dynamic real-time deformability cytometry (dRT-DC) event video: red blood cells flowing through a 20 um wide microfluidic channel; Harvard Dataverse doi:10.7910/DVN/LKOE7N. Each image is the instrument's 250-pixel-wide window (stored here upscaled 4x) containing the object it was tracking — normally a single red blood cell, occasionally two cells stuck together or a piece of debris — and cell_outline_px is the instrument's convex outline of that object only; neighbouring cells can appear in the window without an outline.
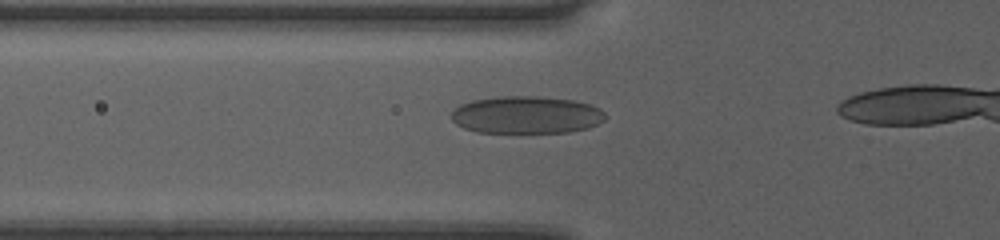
{"species": "human", "species_latin": "Homo sapiens", "temperature_condition": "room temperature", "stored_images_in_passage": 18, "camera_frame_rate_fps": 3000, "um_per_image_px": 0.085, "donor": {"sex": "female"}, "frame": {"image": 1, "passage_image": 4, "time_ms": 1.0, "image_size_px": [1000, 240], "cell_outline_px": [[604, 120], [588, 128], [568, 132], [476, 132], [464, 128], [456, 124], [452, 120], [452, 112], [460, 104], [472, 100], [496, 96], [536, 96], [572, 100], [592, 104], [600, 108], [604, 112]], "centroid_in_image_um": [44.73, 9.76], "position_along_channel_um": 81.1, "area_um2": 33.58}}
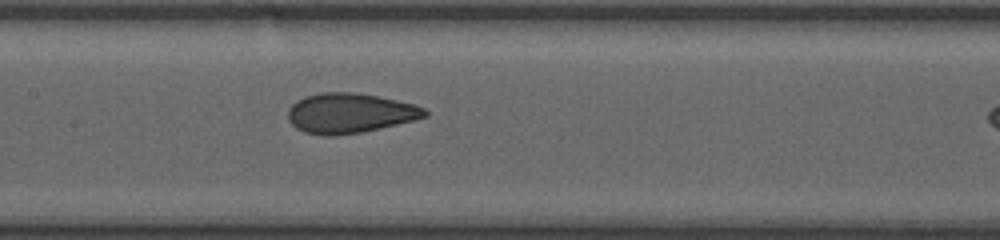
{"frame": {"image": 2, "passage_image": 11, "time_ms": 3.333, "image_size_px": [1000, 240], "cell_outline_px": [[428, 116], [380, 128], [360, 132], [328, 136], [324, 136], [304, 132], [296, 128], [288, 120], [288, 108], [296, 100], [304, 96], [320, 92], [356, 92], [380, 96], [416, 104], [424, 108], [428, 112]], "centroid_in_image_um": [29.71, 9.6], "position_along_channel_um": 177.7, "area_um2": 31.96}}
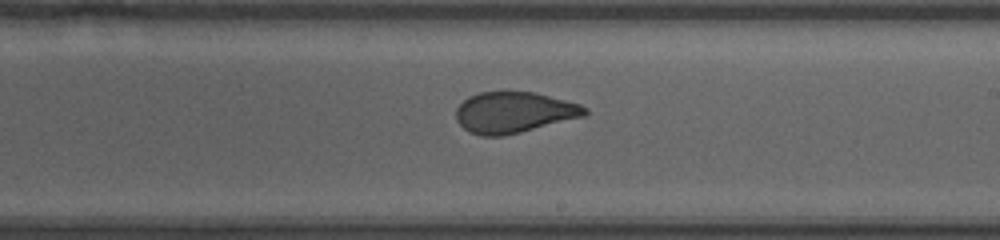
{"frame": {"image": 3, "passage_image": 16, "time_ms": 5.0, "image_size_px": [1000, 240], "cell_outline_px": [[588, 112], [584, 116], [504, 136], [480, 136], [468, 132], [456, 120], [456, 108], [468, 96], [480, 92], [532, 92], [580, 104], [588, 108]], "centroid_in_image_um": [43.65, 9.56], "position_along_channel_um": 245.4, "area_um2": 30.58}}